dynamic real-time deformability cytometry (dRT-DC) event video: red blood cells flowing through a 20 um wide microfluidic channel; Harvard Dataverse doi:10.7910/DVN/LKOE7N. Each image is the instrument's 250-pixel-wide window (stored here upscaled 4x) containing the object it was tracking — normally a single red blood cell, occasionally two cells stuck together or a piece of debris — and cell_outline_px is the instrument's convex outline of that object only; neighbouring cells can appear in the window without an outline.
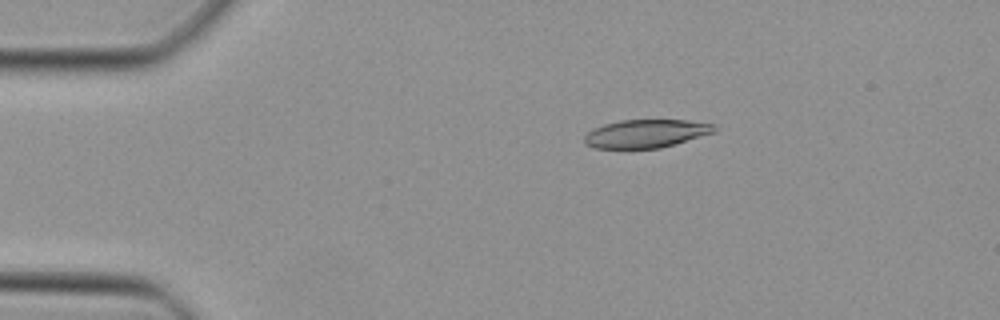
{"species": "Egyptian fruit bat (a non-hibernating species)", "species_latin": "Rousettus aegyptiacus", "temperature_condition": "cold", "stored_images_in_passage": 47, "camera_frame_rate_fps": 3000, "um_per_image_px": 0.085, "animal": {"sex": "female"}, "frame": {"image": 1, "passage_image": 9, "time_ms": 2.667, "image_size_px": [1000, 320], "cell_outline_px": [[716, 132], [660, 148], [596, 148], [584, 144], [584, 136], [592, 128], [604, 124], [620, 120], [688, 120], [716, 124]], "centroid_in_image_um": [54.91, 11.35], "position_along_channel_um": 30.1, "area_um2": 21.44}}
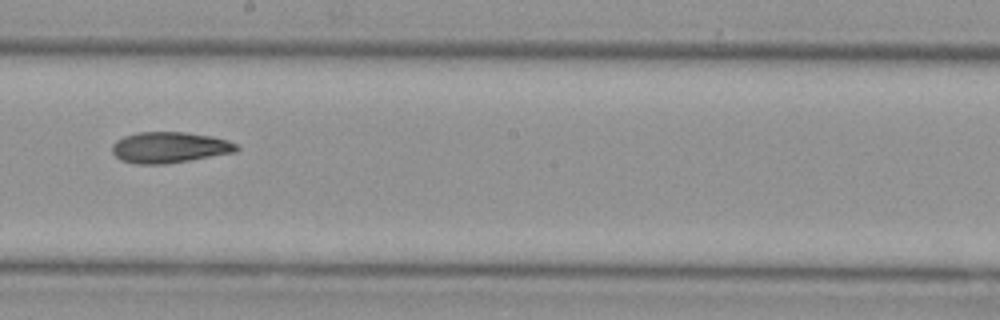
{"frame": {"image": 2, "passage_image": 27, "time_ms": 8.667, "image_size_px": [1000, 320], "cell_outline_px": [[240, 148], [236, 152], [164, 164], [136, 164], [120, 160], [112, 152], [112, 144], [116, 140], [124, 136], [136, 132], [184, 132], [212, 136], [228, 140], [236, 144]], "centroid_in_image_um": [14.39, 12.52], "position_along_channel_um": 233.8, "area_um2": 22.48}}
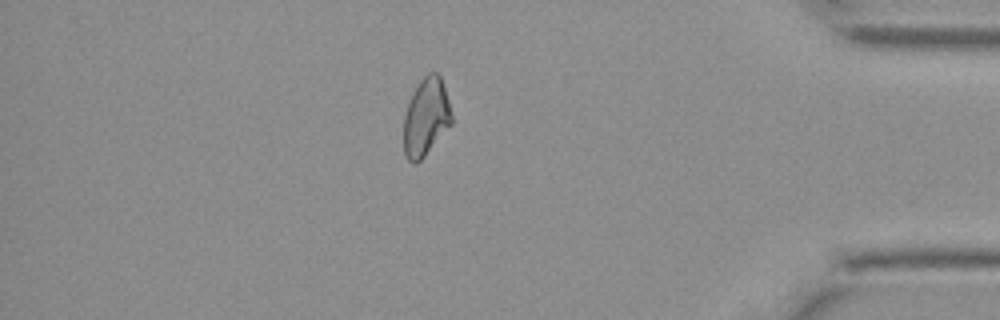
{"frame": {"image": 3, "passage_image": 41, "time_ms": 13.333, "image_size_px": [1000, 320], "cell_outline_px": [[452, 124], [424, 156], [416, 164], [412, 164], [408, 160], [404, 152], [404, 116], [412, 92], [420, 80], [428, 72], [436, 72], [440, 76], [448, 100], [452, 116]], "centroid_in_image_um": [36.2, 9.96], "position_along_channel_um": 399.0, "area_um2": 21.62}}